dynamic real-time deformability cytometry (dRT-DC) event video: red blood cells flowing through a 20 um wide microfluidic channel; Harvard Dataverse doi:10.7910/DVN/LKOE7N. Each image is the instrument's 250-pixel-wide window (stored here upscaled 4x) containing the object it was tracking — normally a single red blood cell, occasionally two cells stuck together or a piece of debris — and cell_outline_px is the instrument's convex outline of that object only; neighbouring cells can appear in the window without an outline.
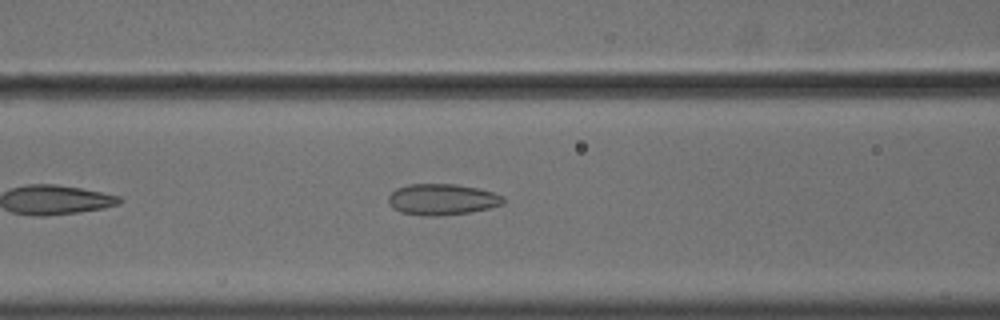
{"species": "common noctule bat (a hibernating species)", "species_latin": "Nyctalus noctula", "temperature_condition": "cold", "stored_images_in_passage": 39, "camera_frame_rate_fps": 3000, "um_per_image_px": 0.085, "animal": {"sex": "male", "body_mass_g": 18.8}, "frame": {"image": 1, "passage_image": 9, "time_ms": 2.667, "image_size_px": [1000, 320], "cell_outline_px": [[504, 204], [472, 212], [436, 216], [424, 216], [400, 212], [392, 208], [388, 204], [388, 196], [396, 188], [408, 184], [456, 184], [476, 188], [492, 192], [504, 196]], "centroid_in_image_um": [37.55, 16.95], "position_along_channel_um": 129.1, "area_um2": 20.98}}
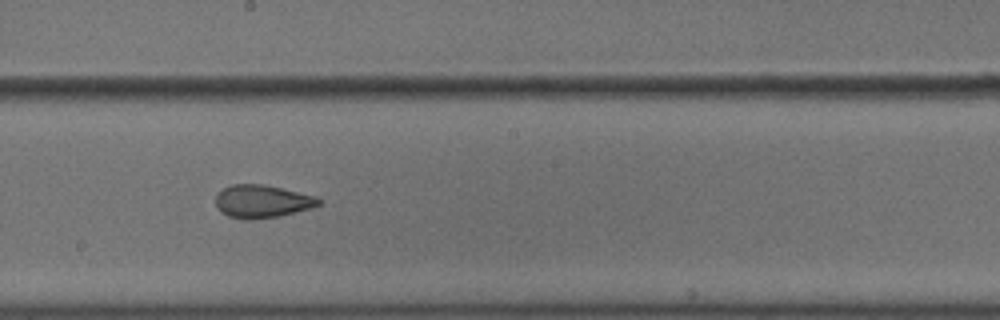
{"frame": {"image": 2, "passage_image": 17, "time_ms": 5.333, "image_size_px": [1000, 320], "cell_outline_px": [[320, 204], [308, 208], [280, 216], [228, 216], [220, 212], [216, 208], [216, 192], [232, 184], [264, 184], [316, 196], [320, 200]], "centroid_in_image_um": [22.25, 17.06], "position_along_channel_um": 226.0, "area_um2": 18.96}}
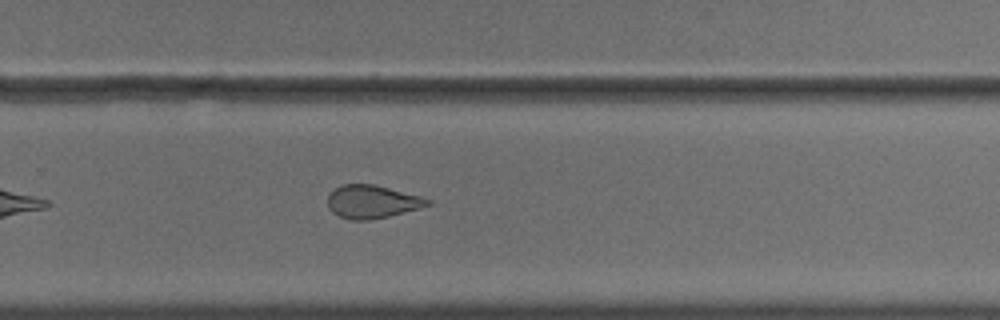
{"frame": {"image": 3, "passage_image": 23, "time_ms": 7.333, "image_size_px": [1000, 320], "cell_outline_px": [[432, 204], [420, 208], [388, 216], [368, 220], [352, 220], [340, 216], [332, 212], [328, 208], [328, 196], [336, 188], [344, 184], [372, 184], [420, 196], [432, 200]], "centroid_in_image_um": [31.64, 17.15], "position_along_channel_um": 298.2, "area_um2": 19.02}, "authors_computed_cell_mechanics": {"area_um2": 20.6346, "velocity_mm_per_s": 3.6246, "shape_relaxation_time_tau1_ms": 7.1337, "shape_relaxation_time_tau2_ms": 1.8969, "deformation_change_tau1": 0.1419, "deformation_change_tau2": 0.0946}}